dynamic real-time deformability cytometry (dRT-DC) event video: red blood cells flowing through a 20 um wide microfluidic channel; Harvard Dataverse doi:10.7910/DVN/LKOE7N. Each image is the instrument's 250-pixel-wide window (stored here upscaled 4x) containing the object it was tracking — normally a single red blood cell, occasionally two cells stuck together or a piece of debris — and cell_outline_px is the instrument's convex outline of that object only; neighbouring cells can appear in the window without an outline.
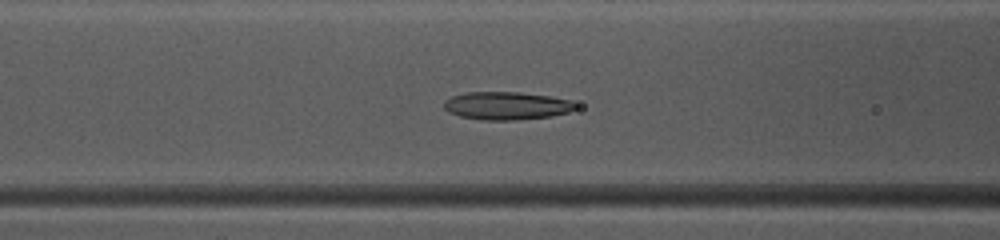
{"species": "common noctule bat (a hibernating species)", "species_latin": "Nyctalus noctula", "temperature_condition": "warm", "stored_images_in_passage": 38, "camera_frame_rate_fps": 3000, "um_per_image_px": 0.085, "animal": {"sex": "female", "body_mass_g": 10.0, "forearm_length_mm": 53.1}, "frame": {"image": 1, "passage_image": 9, "time_ms": 2.667, "image_size_px": [1000, 240], "cell_outline_px": [[580, 108], [568, 112], [552, 116], [512, 120], [480, 120], [460, 116], [448, 112], [444, 108], [444, 100], [452, 96], [468, 92], [520, 92], [548, 96], [572, 100], [580, 104]], "centroid_in_image_um": [43.11, 8.99], "position_along_channel_um": 123.5, "area_um2": 21.68}}
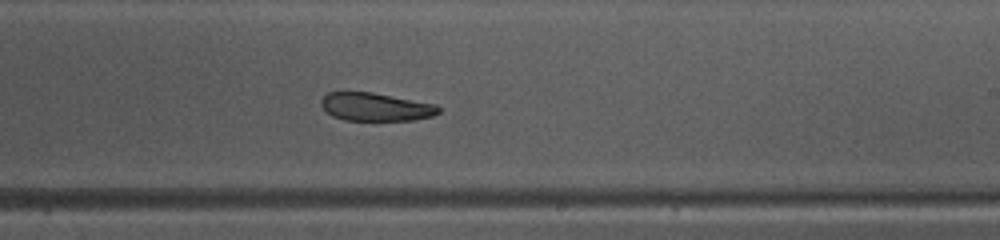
{"frame": {"image": 2, "passage_image": 19, "time_ms": 6.0, "image_size_px": [1000, 240], "cell_outline_px": [[440, 112], [432, 116], [412, 120], [344, 120], [332, 116], [320, 104], [320, 100], [328, 92], [372, 92], [436, 104], [440, 108]], "centroid_in_image_um": [31.93, 9.08], "position_along_channel_um": 257.1, "area_um2": 19.19}}
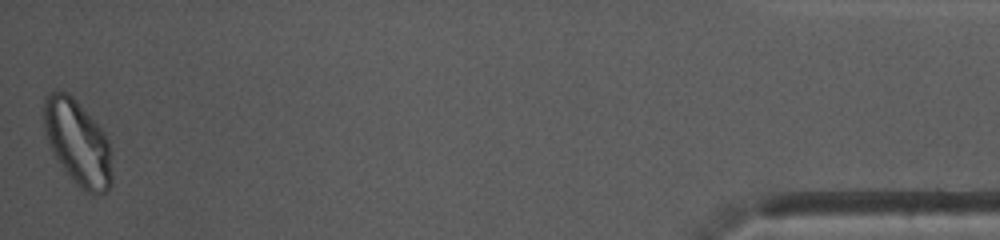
{"frame": {"image": 3, "passage_image": 38, "time_ms": 12.333, "image_size_px": [1000, 240], "cell_outline_px": [[112, 184], [104, 192], [84, 192], [76, 184], [64, 168], [56, 156], [44, 132], [44, 96], [56, 88], [68, 92], [76, 100], [104, 132], [108, 140], [112, 152]], "centroid_in_image_um": [6.62, 12.08], "position_along_channel_um": 428.6, "area_um2": 33.64}, "authors_computed_cell_mechanics": {"area_um2": 21.9062, "velocity_mm_per_s": 4.0124, "shape_relaxation_time_tau1_ms": null, "shape_relaxation_time_tau2_ms": 5.2872, "deformation_change_tau1": null, "deformation_change_tau2": 0.1052}}